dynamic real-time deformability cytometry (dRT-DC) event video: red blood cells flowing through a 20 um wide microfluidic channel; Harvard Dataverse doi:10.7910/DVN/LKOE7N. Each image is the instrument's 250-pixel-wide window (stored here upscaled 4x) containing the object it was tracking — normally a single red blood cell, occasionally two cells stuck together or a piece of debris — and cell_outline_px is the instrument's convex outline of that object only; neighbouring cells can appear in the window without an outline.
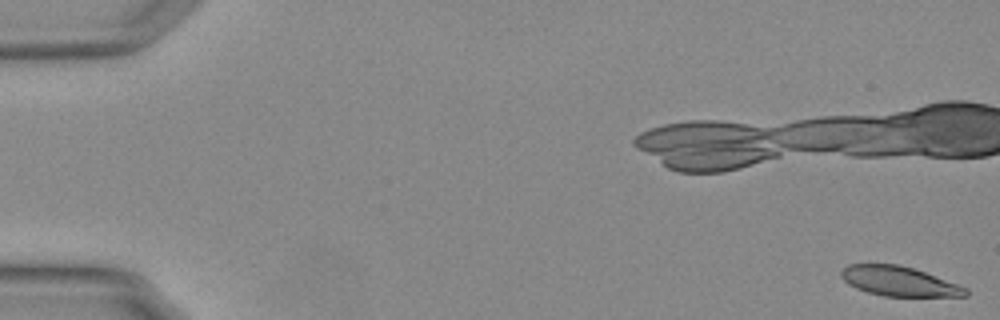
{"species": "Egyptian fruit bat (a non-hibernating species)", "species_latin": "Rousettus aegyptiacus", "temperature_condition": "warm", "stored_images_in_passage": 43, "camera_frame_rate_fps": 3000, "um_per_image_px": 0.085, "animal": {"sex": "female"}, "frame": {"image": 1, "passage_image": 1, "time_ms": 0.0, "image_size_px": [1000, 320], "cell_outline_px": [[968, 296], [884, 296], [868, 292], [856, 288], [848, 284], [840, 276], [840, 272], [848, 264], [900, 264], [960, 284], [968, 288]], "centroid_in_image_um": [76.43, 23.9], "position_along_channel_um": 8.6, "area_um2": 21.5}}